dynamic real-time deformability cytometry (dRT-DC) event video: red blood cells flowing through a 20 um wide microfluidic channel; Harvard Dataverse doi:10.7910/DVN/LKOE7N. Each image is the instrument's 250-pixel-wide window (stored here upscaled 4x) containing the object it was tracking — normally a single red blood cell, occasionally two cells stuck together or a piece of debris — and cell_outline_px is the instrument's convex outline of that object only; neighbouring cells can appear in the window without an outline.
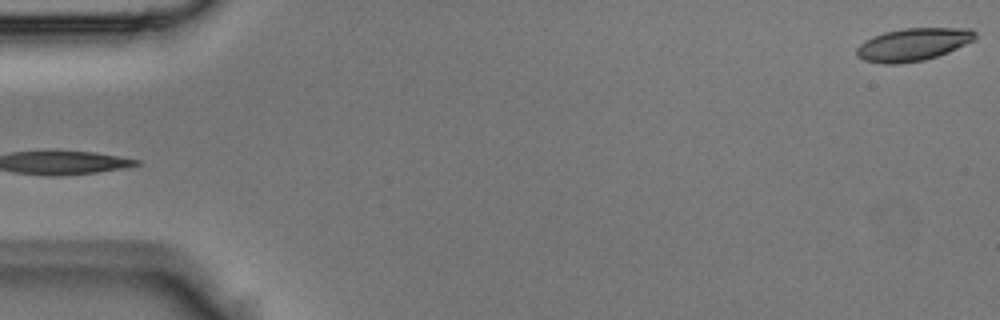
{"species": "Egyptian fruit bat (a non-hibernating species)", "species_latin": "Rousettus aegyptiacus", "temperature_condition": "room temperature", "stored_images_in_passage": 4, "camera_frame_rate_fps": 3000, "um_per_image_px": 0.085, "animal": {"sex": "male"}, "frame": {"image": 1, "passage_image": 4, "time_ms": 1.0, "image_size_px": [1000, 320], "cell_outline_px": [[976, 40], [948, 52], [924, 60], [896, 64], [884, 64], [864, 60], [856, 56], [856, 48], [864, 40], [884, 32], [904, 28], [972, 28], [976, 32]], "centroid_in_image_um": [77.62, 3.77], "position_along_channel_um": 7.4, "area_um2": 22.72}}